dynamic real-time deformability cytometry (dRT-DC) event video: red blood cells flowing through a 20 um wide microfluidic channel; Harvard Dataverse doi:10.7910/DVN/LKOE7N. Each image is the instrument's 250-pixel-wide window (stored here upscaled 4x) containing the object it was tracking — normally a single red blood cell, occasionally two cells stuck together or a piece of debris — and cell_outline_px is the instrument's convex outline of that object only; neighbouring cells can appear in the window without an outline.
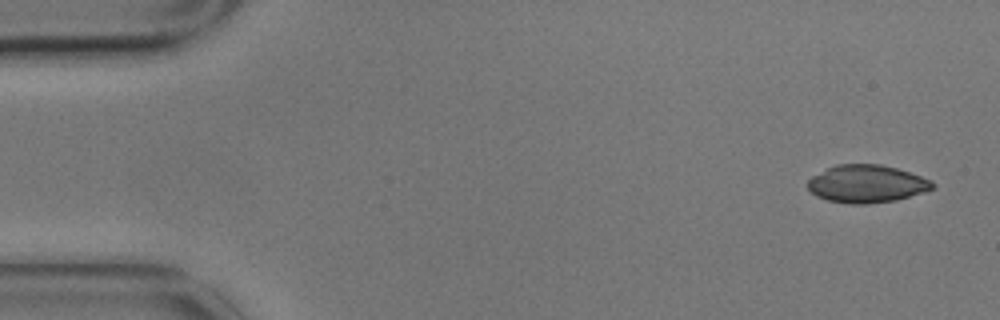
{"species": "common noctule bat (a hibernating species)", "species_latin": "Nyctalus noctula", "temperature_condition": "cold", "stored_images_in_passage": 5, "camera_frame_rate_fps": 3000, "um_per_image_px": 0.085, "animal": {"sex": "male", "body_mass_g": 17.9}, "frame": {"image": 1, "passage_image": 1, "time_ms": 0.0, "image_size_px": [1000, 320], "cell_outline_px": [[936, 188], [924, 192], [896, 200], [868, 204], [852, 204], [828, 200], [816, 196], [808, 188], [808, 180], [812, 176], [836, 164], [880, 164], [896, 168], [932, 180], [936, 184]], "centroid_in_image_um": [73.69, 15.63], "position_along_channel_um": 11.3, "area_um2": 27.4}}